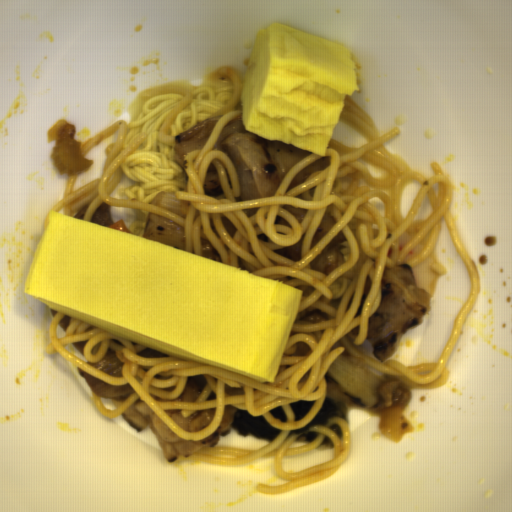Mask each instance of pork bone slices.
Returning a JSON list of instances; mask_svg holds the SVG:
<instances>
[{
	"instance_id": "pork-bone-slices-1",
	"label": "pork bone slices",
	"mask_w": 512,
	"mask_h": 512,
	"mask_svg": "<svg viewBox=\"0 0 512 512\" xmlns=\"http://www.w3.org/2000/svg\"><path fill=\"white\" fill-rule=\"evenodd\" d=\"M136 354H138L145 360H155V359L170 355V354L158 351L156 349H153V348H150L147 346Z\"/></svg>"
},
{
	"instance_id": "pork-bone-slices-2",
	"label": "pork bone slices",
	"mask_w": 512,
	"mask_h": 512,
	"mask_svg": "<svg viewBox=\"0 0 512 512\" xmlns=\"http://www.w3.org/2000/svg\"><path fill=\"white\" fill-rule=\"evenodd\" d=\"M87 207H88V205L81 207L75 213H73L70 217H74V218H78V219H82L83 220L84 215H85L86 210H87Z\"/></svg>"
}]
</instances>
